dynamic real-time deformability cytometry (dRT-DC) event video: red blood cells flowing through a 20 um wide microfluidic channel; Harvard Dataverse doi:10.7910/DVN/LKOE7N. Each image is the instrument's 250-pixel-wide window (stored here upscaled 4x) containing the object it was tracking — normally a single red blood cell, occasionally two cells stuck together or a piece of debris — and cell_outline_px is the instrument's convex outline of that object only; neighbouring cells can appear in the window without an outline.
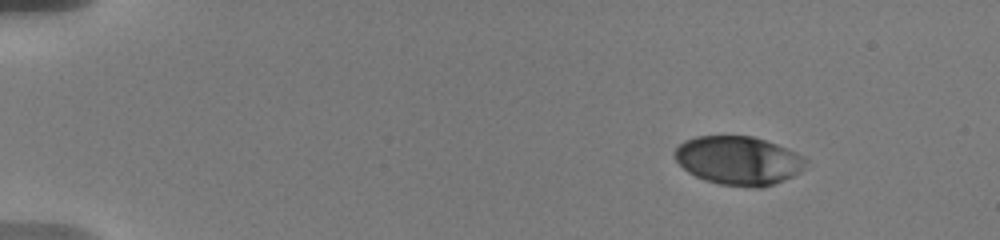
{"species": "human", "species_latin": "Homo sapiens", "temperature_condition": "warm", "stored_images_in_passage": 17, "camera_frame_rate_fps": 3000, "um_per_image_px": 0.085, "donor": {"sex": "male"}, "frame": {"image": 1, "passage_image": 1, "time_ms": 0.0, "image_size_px": [1000, 240], "cell_outline_px": [[808, 160], [792, 176], [784, 180], [760, 188], [744, 188], [716, 184], [704, 180], [688, 172], [676, 160], [676, 148], [680, 144], [696, 136], [752, 136], [776, 144], [804, 156]], "centroid_in_image_um": [62.75, 13.66], "position_along_channel_um": 22.2, "area_um2": 36.88}}
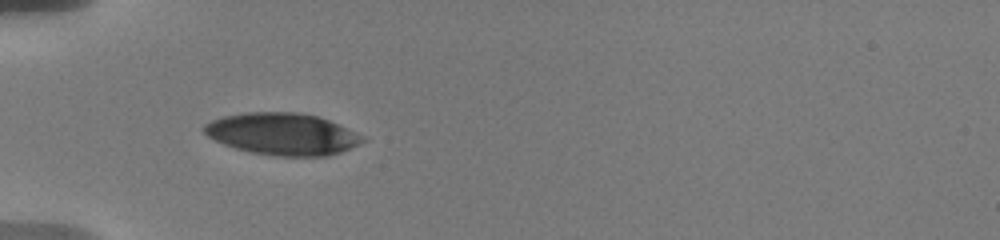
{"frame": {"image": 2, "passage_image": 10, "time_ms": 4.0, "image_size_px": [1000, 240], "cell_outline_px": [[368, 140], [360, 144], [340, 152], [328, 156], [272, 156], [252, 152], [236, 148], [224, 144], [208, 136], [204, 132], [204, 124], [212, 120], [224, 116], [248, 112], [296, 112], [316, 116], [328, 120], [364, 136]], "centroid_in_image_um": [24.03, 11.4], "position_along_channel_um": 61.0, "area_um2": 38.49}}
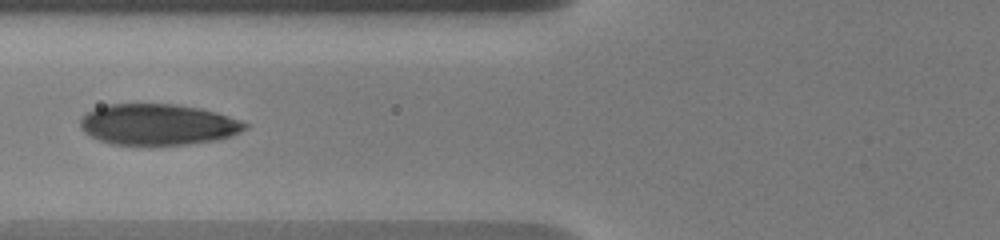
{"frame": {"image": 3, "passage_image": 14, "time_ms": 5.667, "image_size_px": [1000, 240], "cell_outline_px": [[248, 128], [232, 136], [216, 140], [188, 144], [112, 144], [100, 140], [84, 132], [80, 128], [80, 120], [88, 112], [96, 108], [108, 104], [176, 104], [200, 108], [216, 112], [240, 120], [248, 124]], "centroid_in_image_um": [13.46, 10.57], "position_along_channel_um": 112.3, "area_um2": 39.19}}